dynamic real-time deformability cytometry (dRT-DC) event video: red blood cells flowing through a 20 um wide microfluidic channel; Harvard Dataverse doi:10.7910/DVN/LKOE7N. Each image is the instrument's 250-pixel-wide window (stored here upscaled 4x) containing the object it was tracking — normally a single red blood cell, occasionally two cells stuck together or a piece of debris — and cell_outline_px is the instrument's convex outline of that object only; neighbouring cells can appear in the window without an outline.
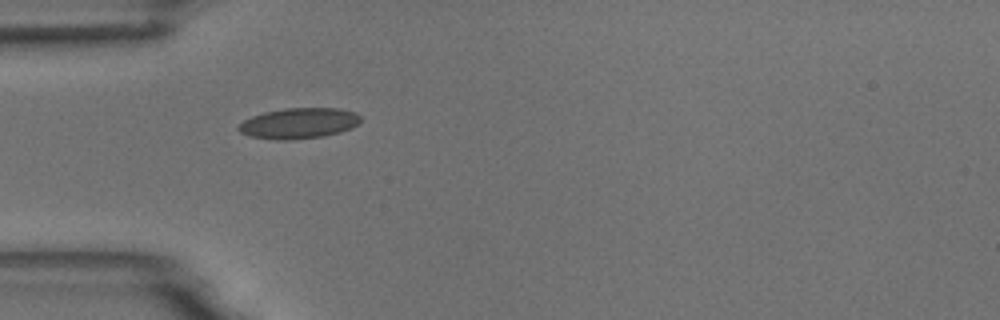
{"species": "common noctule bat (a hibernating species)", "species_latin": "Nyctalus noctula", "temperature_condition": "room temperature", "stored_images_in_passage": 4, "camera_frame_rate_fps": 3000, "um_per_image_px": 0.085, "animal": {"sex": "male", "body_mass_g": 18.8}, "frame": {"image": 1, "passage_image": 1, "time_ms": 0.0, "image_size_px": [1000, 320], "cell_outline_px": [[360, 120], [352, 128], [340, 132], [324, 136], [288, 140], [276, 140], [252, 136], [240, 132], [236, 128], [244, 120], [252, 116], [264, 112], [284, 108], [340, 108], [356, 112], [360, 116]], "centroid_in_image_um": [25.41, 10.47], "position_along_channel_um": 59.6, "area_um2": 21.79}}